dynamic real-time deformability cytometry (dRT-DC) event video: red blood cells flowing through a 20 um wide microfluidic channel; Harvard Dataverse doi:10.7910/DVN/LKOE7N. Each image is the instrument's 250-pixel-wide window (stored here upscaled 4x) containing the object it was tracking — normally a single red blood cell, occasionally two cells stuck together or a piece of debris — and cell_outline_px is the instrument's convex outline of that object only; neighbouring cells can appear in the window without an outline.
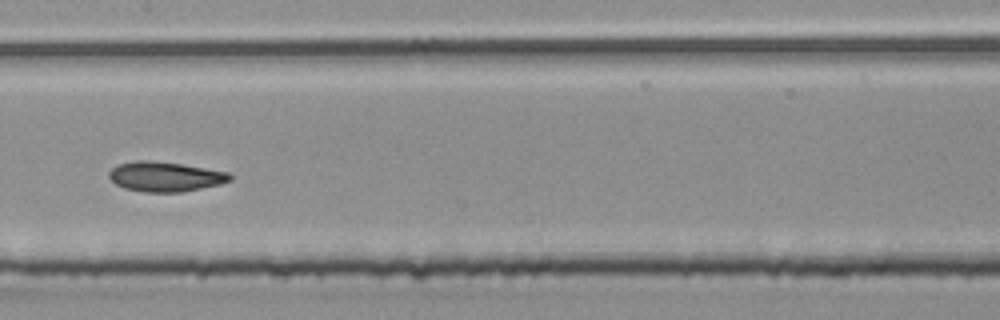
{"species": "common noctule bat (a hibernating species)", "species_latin": "Nyctalus noctula", "temperature_condition": "room temperature", "stored_images_in_passage": 21, "camera_frame_rate_fps": 3000, "um_per_image_px": 0.085, "animal": {"sex": "male", "body_mass_g": 20.4}, "frame": {"image": 1, "passage_image": 15, "time_ms": 4.667, "image_size_px": [1000, 320], "cell_outline_px": [[232, 180], [220, 184], [180, 192], [144, 192], [124, 188], [116, 184], [108, 176], [108, 172], [116, 164], [136, 160], [144, 160], [180, 164], [228, 172], [232, 176]], "centroid_in_image_um": [14.0, 15.01], "position_along_channel_um": 193.4, "area_um2": 20.87}}
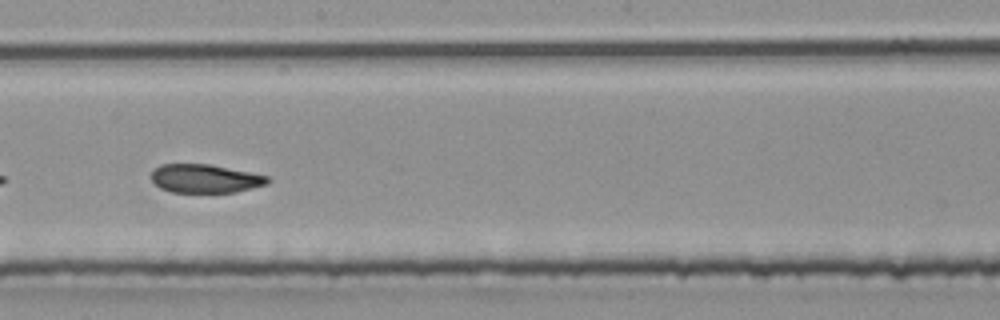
{"frame": {"image": 2, "passage_image": 18, "time_ms": 5.667, "image_size_px": [1000, 320], "cell_outline_px": [[272, 180], [268, 184], [236, 192], [172, 192], [160, 188], [152, 180], [152, 168], [160, 164], [208, 164], [268, 176]], "centroid_in_image_um": [17.43, 15.18], "position_along_channel_um": 230.8, "area_um2": 19.31}}